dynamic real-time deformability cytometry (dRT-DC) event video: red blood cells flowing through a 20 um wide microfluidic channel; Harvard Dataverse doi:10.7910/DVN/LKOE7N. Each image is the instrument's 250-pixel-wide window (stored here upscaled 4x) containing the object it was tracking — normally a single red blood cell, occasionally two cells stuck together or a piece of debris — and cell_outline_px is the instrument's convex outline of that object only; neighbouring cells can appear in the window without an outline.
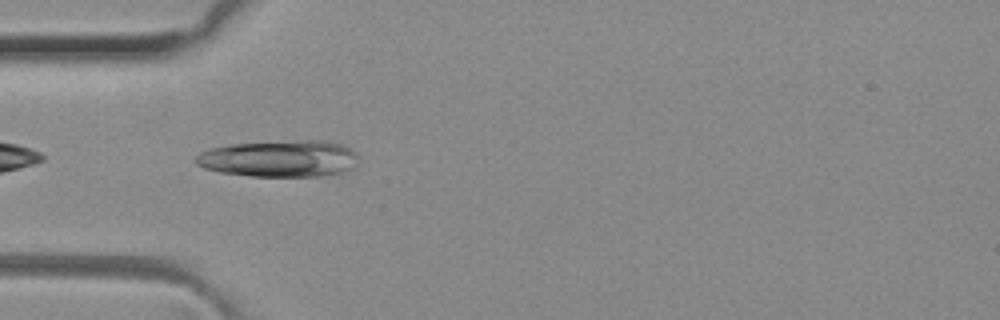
{"species": "common noctule bat (a hibernating species)", "species_latin": "Nyctalus noctula", "temperature_condition": "room temperature", "stored_images_in_passage": 35, "camera_frame_rate_fps": 3000, "um_per_image_px": 0.085, "animal": {"sex": "female", "body_mass_g": 29.2, "forearm_length_mm": 56.3}, "frame": {"image": 1, "passage_image": 2, "time_ms": 0.333, "image_size_px": [1000, 320], "cell_outline_px": [[356, 156], [348, 168], [340, 172], [320, 176], [252, 176], [220, 172], [204, 168], [196, 164], [196, 156], [200, 152], [212, 148], [232, 144], [304, 140], [320, 140], [340, 144], [356, 152]], "centroid_in_image_um": [23.67, 13.48], "position_along_channel_um": 61.3, "area_um2": 34.04}}
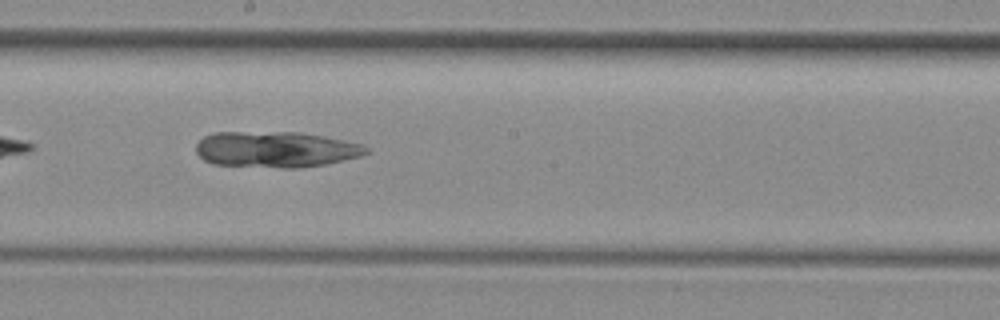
{"frame": {"image": 2, "passage_image": 14, "time_ms": 4.333, "image_size_px": [1000, 320], "cell_outline_px": [[368, 152], [360, 156], [324, 164], [300, 168], [280, 168], [212, 164], [204, 160], [196, 152], [196, 144], [204, 136], [216, 132], [300, 132], [360, 144], [368, 148]], "centroid_in_image_um": [23.38, 12.71], "position_along_channel_um": 224.8, "area_um2": 35.43}}
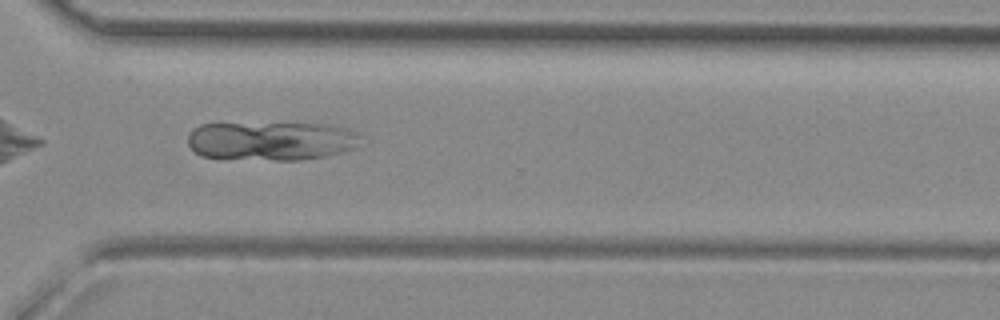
{"frame": {"image": 3, "passage_image": 23, "time_ms": 7.333, "image_size_px": [1000, 320], "cell_outline_px": [[364, 136], [356, 148], [344, 152], [324, 156], [300, 160], [276, 160], [200, 156], [188, 144], [188, 136], [192, 128], [200, 124], [328, 124], [352, 128]], "centroid_in_image_um": [23.15, 11.97], "position_along_channel_um": 347.4, "area_um2": 39.3}}